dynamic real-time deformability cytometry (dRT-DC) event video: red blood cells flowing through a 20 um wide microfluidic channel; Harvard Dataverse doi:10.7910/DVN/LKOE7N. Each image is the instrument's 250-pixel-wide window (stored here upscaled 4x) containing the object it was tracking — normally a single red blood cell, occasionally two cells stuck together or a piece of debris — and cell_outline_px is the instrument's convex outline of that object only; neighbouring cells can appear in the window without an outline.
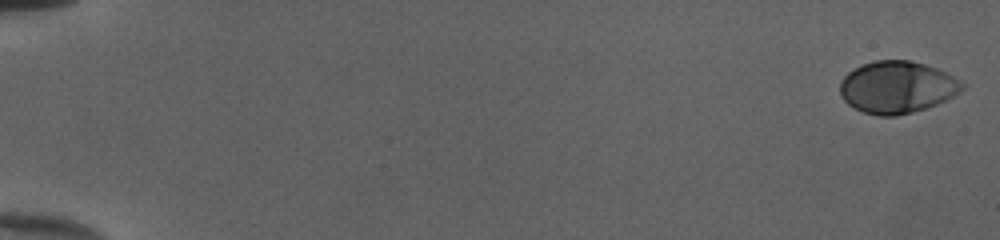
{"species": "human", "species_latin": "Homo sapiens", "temperature_condition": "cold", "stored_images_in_passage": 52, "camera_frame_rate_fps": 3000, "um_per_image_px": 0.085, "donor": {"sex": "female"}, "frame": {"image": 1, "passage_image": 1, "time_ms": 0.0, "image_size_px": [1000, 240], "cell_outline_px": [[964, 88], [960, 92], [936, 104], [912, 112], [896, 116], [880, 116], [864, 112], [848, 104], [840, 96], [840, 80], [848, 72], [872, 60], [908, 60], [924, 64], [936, 68], [960, 80], [964, 84]], "centroid_in_image_um": [76.22, 7.41], "position_along_channel_um": 8.8, "area_um2": 36.82}}
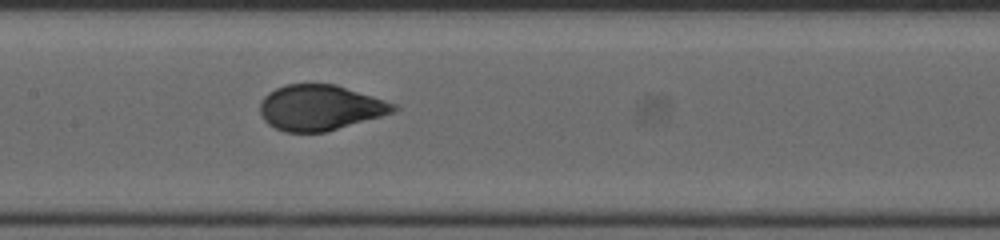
{"frame": {"image": 2, "passage_image": 28, "time_ms": 9.0, "image_size_px": [1000, 240], "cell_outline_px": [[400, 108], [396, 112], [324, 132], [284, 132], [268, 124], [264, 120], [260, 112], [260, 100], [268, 92], [284, 84], [336, 84], [396, 104]], "centroid_in_image_um": [27.19, 9.14], "position_along_channel_um": 180.2, "area_um2": 35.37}}
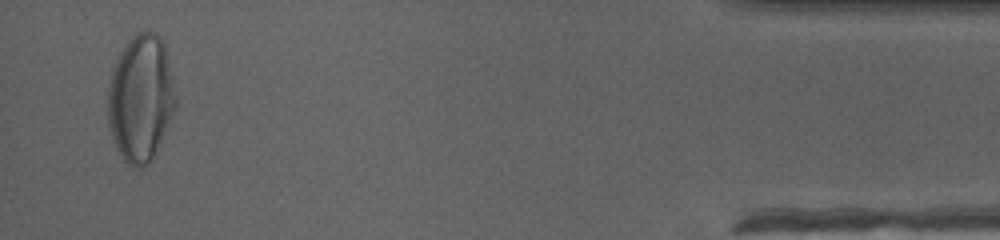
{"frame": {"image": 3, "passage_image": 51, "time_ms": 16.667, "image_size_px": [1000, 240], "cell_outline_px": [[176, 104], [156, 152], [152, 160], [148, 164], [140, 168], [132, 168], [124, 160], [116, 148], [112, 140], [108, 128], [108, 80], [112, 68], [120, 52], [128, 40], [132, 36], [140, 32], [156, 32], [164, 44], [176, 100]], "centroid_in_image_um": [11.91, 8.38], "position_along_channel_um": 423.3, "area_um2": 49.94}, "authors_computed_cell_mechanics": {"area_um2": 36.2984, "velocity_mm_per_s": 4.0174, "shape_relaxation_time_tau1_ms": 4.8017, "shape_relaxation_time_tau2_ms": null, "deformation_change_tau1": 0.2181, "deformation_change_tau2": null}}